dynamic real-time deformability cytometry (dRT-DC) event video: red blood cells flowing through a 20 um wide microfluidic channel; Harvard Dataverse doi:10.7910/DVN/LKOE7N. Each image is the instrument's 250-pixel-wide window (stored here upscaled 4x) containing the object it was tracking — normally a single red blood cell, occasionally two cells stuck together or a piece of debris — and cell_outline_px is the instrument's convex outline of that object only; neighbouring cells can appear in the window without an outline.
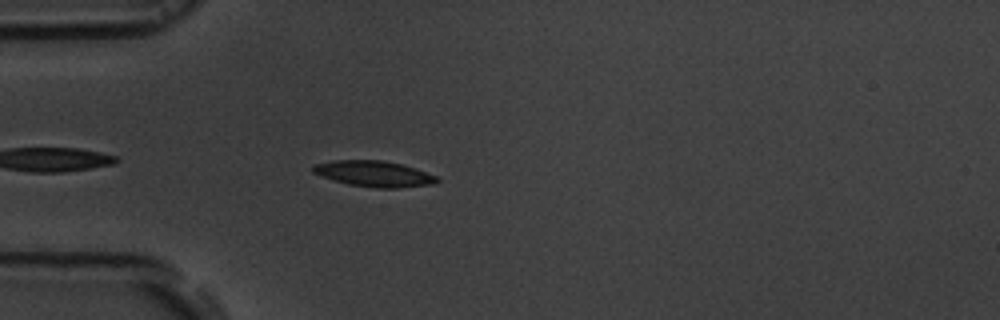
{"species": "common noctule bat (a hibernating species)", "species_latin": "Nyctalus noctula", "temperature_condition": "room temperature", "stored_images_in_passage": 45, "camera_frame_rate_fps": 3000, "um_per_image_px": 0.085, "animal": {"sex": "male", "body_mass_g": 19.5, "forearm_length_mm": 54.6}, "frame": {"image": 1, "passage_image": 5, "time_ms": 1.333, "image_size_px": [1000, 320], "cell_outline_px": [[440, 180], [436, 184], [396, 188], [376, 188], [348, 184], [320, 176], [312, 172], [312, 164], [332, 160], [380, 160], [400, 164], [436, 176]], "centroid_in_image_um": [31.74, 14.77], "position_along_channel_um": 53.3, "area_um2": 18.61}}
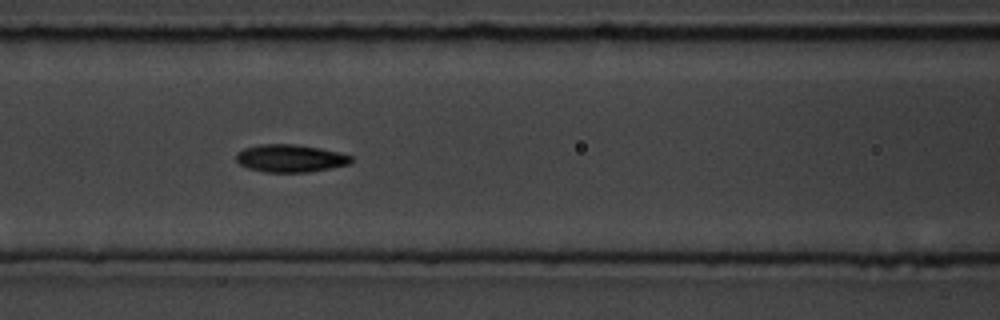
{"frame": {"image": 2, "passage_image": 13, "time_ms": 4.0, "image_size_px": [1000, 320], "cell_outline_px": [[352, 160], [348, 164], [332, 168], [308, 172], [264, 172], [248, 168], [240, 164], [236, 160], [236, 152], [244, 148], [260, 144], [292, 144], [320, 148], [352, 156]], "centroid_in_image_um": [24.64, 13.46], "position_along_channel_um": 142.0, "area_um2": 18.44}}
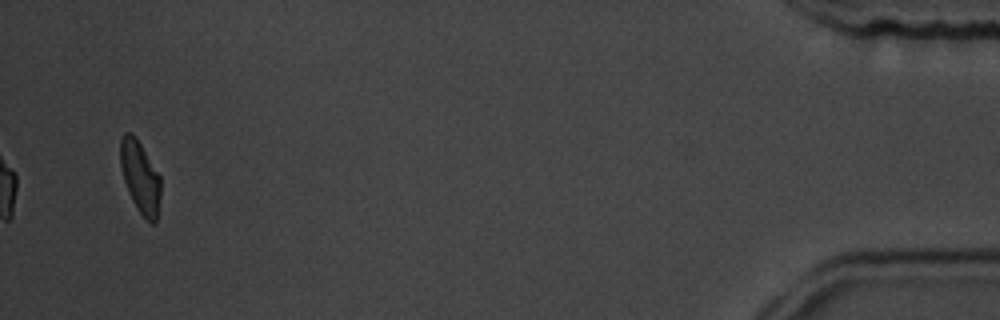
{"frame": {"image": 3, "passage_image": 43, "time_ms": 14.0, "image_size_px": [1000, 320], "cell_outline_px": [[160, 196], [156, 224], [152, 224], [136, 208], [128, 192], [124, 180], [120, 164], [120, 136], [124, 132], [132, 132], [140, 144], [160, 176]], "centroid_in_image_um": [11.9, 15.04], "position_along_channel_um": 423.3, "area_um2": 16.82}, "authors_computed_cell_mechanics": {"area_um2": 18.0336, "velocity_mm_per_s": 3.6499, "shape_relaxation_time_tau1_ms": 3.036, "shape_relaxation_time_tau2_ms": 4.2707, "deformation_change_tau1": 0.126, "deformation_change_tau2": 0.1005}}